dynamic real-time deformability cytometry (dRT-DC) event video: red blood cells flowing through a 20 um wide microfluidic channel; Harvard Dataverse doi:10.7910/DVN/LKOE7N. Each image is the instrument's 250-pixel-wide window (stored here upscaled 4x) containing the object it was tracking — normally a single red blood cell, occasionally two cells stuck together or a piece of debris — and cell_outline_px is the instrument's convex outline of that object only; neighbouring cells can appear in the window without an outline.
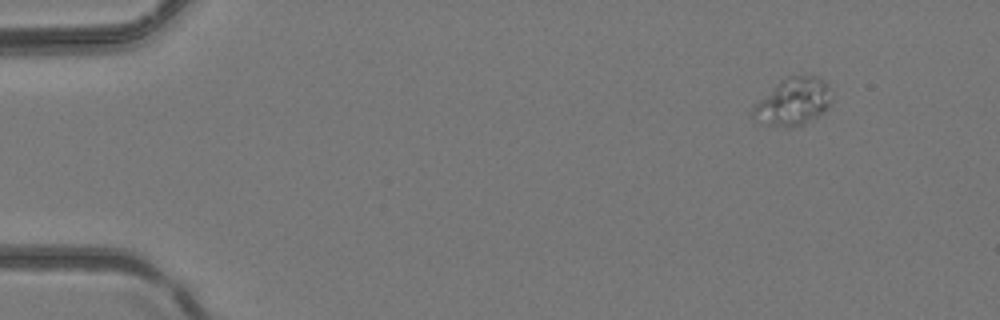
{"species": "common noctule bat (a hibernating species)", "species_latin": "Nyctalus noctula", "temperature_condition": "room temperature", "stored_images_in_passage": 5, "camera_frame_rate_fps": 3000, "um_per_image_px": 0.085, "animal": {"sex": "female", "body_mass_g": 24.6, "forearm_length_mm": 56.2}, "frame": {"image": 1, "passage_image": 1, "time_ms": 0.0, "image_size_px": [1000, 320], "cell_outline_px": [[832, 104], [824, 112], [804, 124], [788, 128], [760, 124], [752, 120], [752, 108], [780, 80], [788, 76], [816, 76], [824, 80], [832, 88]], "centroid_in_image_um": [67.44, 8.67], "position_along_channel_um": 17.6, "area_um2": 22.14}}